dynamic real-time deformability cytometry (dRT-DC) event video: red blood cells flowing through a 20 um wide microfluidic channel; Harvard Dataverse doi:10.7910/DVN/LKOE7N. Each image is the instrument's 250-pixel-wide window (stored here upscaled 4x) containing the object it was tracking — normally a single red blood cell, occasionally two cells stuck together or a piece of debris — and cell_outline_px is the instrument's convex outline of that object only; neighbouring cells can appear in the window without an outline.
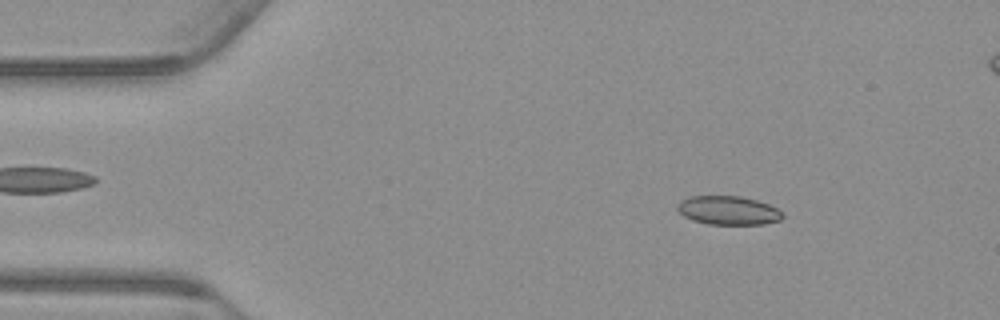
{"species": "common noctule bat (a hibernating species)", "species_latin": "Nyctalus noctula", "temperature_condition": "warm", "stored_images_in_passage": 53, "segment_of_instrument_passage": [1, 2], "camera_frame_rate_fps": 3000, "um_per_image_px": 0.085, "animal": {"sex": "male", "body_mass_g": 23.1, "forearm_length_mm": 52.7}, "frame": {"image": 1, "passage_image": 5, "time_ms": 1.333, "image_size_px": [1000, 320], "cell_outline_px": [[784, 216], [780, 220], [764, 224], [708, 224], [692, 220], [684, 216], [676, 208], [676, 204], [680, 200], [688, 196], [740, 196], [756, 200], [768, 204], [784, 212]], "centroid_in_image_um": [61.89, 17.88], "position_along_channel_um": 23.1, "area_um2": 17.74}}
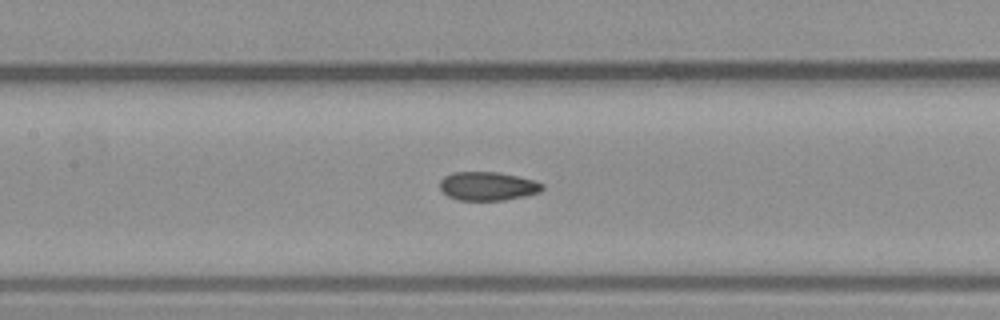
{"frame": {"image": 2, "passage_image": 22, "time_ms": 7.0, "image_size_px": [1000, 320], "cell_outline_px": [[544, 188], [540, 192], [524, 196], [504, 200], [460, 200], [448, 196], [440, 188], [440, 180], [444, 176], [452, 172], [500, 172], [536, 180], [544, 184]], "centroid_in_image_um": [41.48, 15.81], "position_along_channel_um": 165.9, "area_um2": 17.22}}
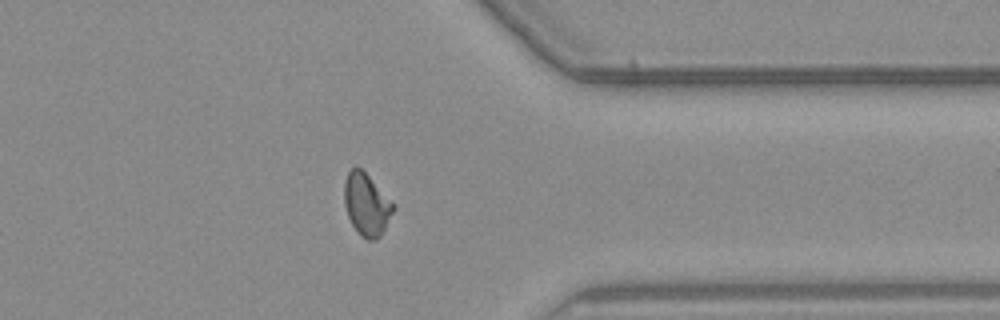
{"frame": {"image": 3, "passage_image": 40, "time_ms": 13.0, "image_size_px": [1000, 320], "cell_outline_px": [[396, 208], [380, 236], [376, 240], [368, 240], [360, 236], [352, 224], [348, 216], [344, 204], [344, 184], [348, 172], [356, 164], [396, 204]], "centroid_in_image_um": [31.17, 17.39], "position_along_channel_um": 380.2, "area_um2": 17.86}}